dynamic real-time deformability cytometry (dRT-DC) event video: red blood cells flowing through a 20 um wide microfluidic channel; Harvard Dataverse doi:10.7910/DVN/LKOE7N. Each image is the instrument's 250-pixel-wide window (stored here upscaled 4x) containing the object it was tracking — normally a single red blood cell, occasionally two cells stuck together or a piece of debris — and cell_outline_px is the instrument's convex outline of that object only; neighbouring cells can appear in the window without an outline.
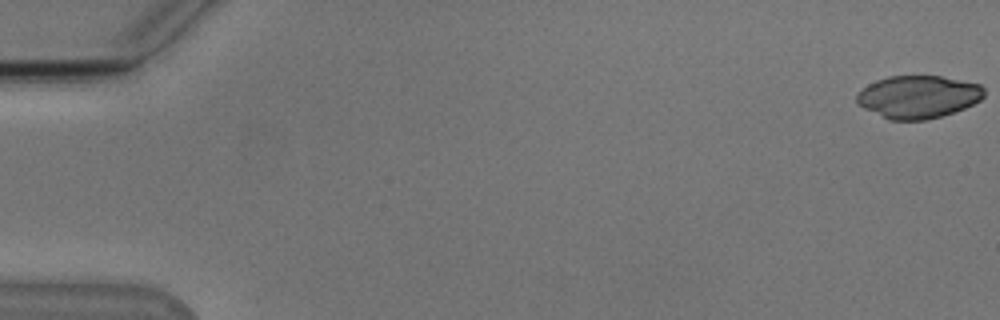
{"species": "Egyptian fruit bat (a non-hibernating species)", "species_latin": "Rousettus aegyptiacus", "temperature_condition": "cold", "stored_images_in_passage": 34, "camera_frame_rate_fps": 3000, "um_per_image_px": 0.085, "animal": {"sex": "male"}, "frame": {"image": 1, "passage_image": 1, "time_ms": 0.0, "image_size_px": [1000, 320], "cell_outline_px": [[984, 96], [980, 100], [964, 108], [940, 116], [924, 120], [888, 120], [856, 104], [856, 96], [868, 84], [876, 80], [888, 76], [940, 76], [980, 84], [984, 88]], "centroid_in_image_um": [78.02, 8.23], "position_along_channel_um": 7.0, "area_um2": 31.56}}